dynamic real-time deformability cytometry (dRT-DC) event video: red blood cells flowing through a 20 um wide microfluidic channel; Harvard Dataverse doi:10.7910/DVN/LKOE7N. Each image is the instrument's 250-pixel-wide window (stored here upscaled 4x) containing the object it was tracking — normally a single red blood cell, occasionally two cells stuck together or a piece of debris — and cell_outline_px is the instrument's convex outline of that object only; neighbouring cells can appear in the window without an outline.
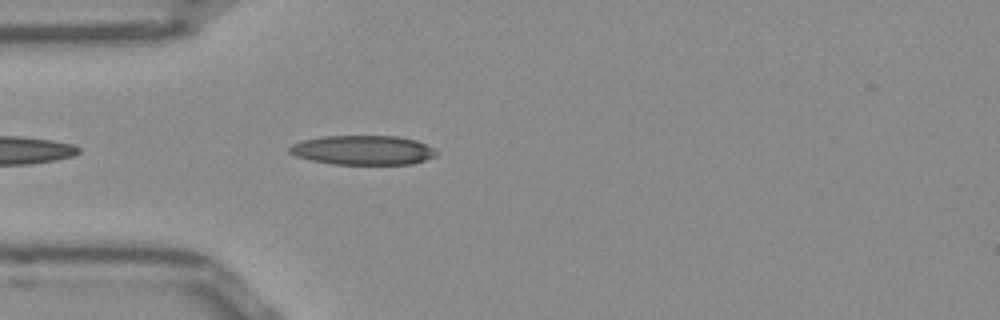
{"species": "Egyptian fruit bat (a non-hibernating species)", "species_latin": "Rousettus aegyptiacus", "temperature_condition": "room temperature", "stored_images_in_passage": 14, "camera_frame_rate_fps": 3000, "um_per_image_px": 0.085, "frame": {"image": 1, "passage_image": 3, "time_ms": 0.667, "image_size_px": [1000, 320], "cell_outline_px": [[436, 156], [412, 164], [332, 164], [312, 160], [296, 156], [288, 152], [288, 148], [292, 144], [304, 140], [324, 136], [400, 136], [416, 140], [432, 148], [436, 152]], "centroid_in_image_um": [30.83, 12.76], "position_along_channel_um": 54.2, "area_um2": 25.03}}
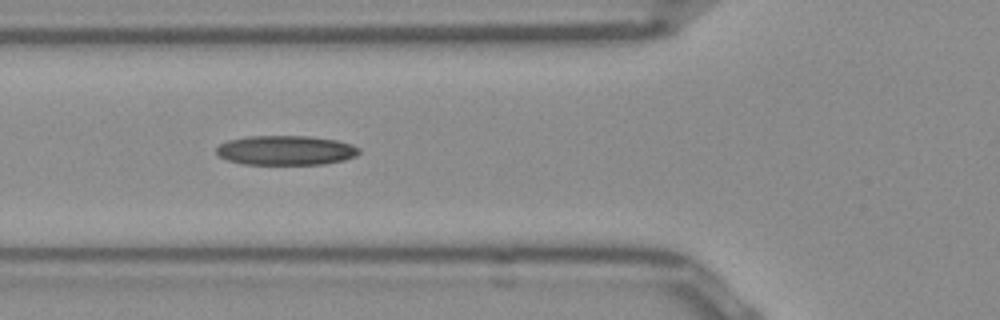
{"frame": {"image": 2, "passage_image": 7, "time_ms": 2.0, "image_size_px": [1000, 320], "cell_outline_px": [[360, 152], [356, 156], [344, 160], [324, 164], [240, 164], [228, 160], [220, 156], [216, 152], [216, 148], [220, 144], [228, 140], [244, 136], [308, 136], [336, 140], [352, 144], [360, 148]], "centroid_in_image_um": [24.29, 12.77], "position_along_channel_um": 101.5, "area_um2": 24.68}}
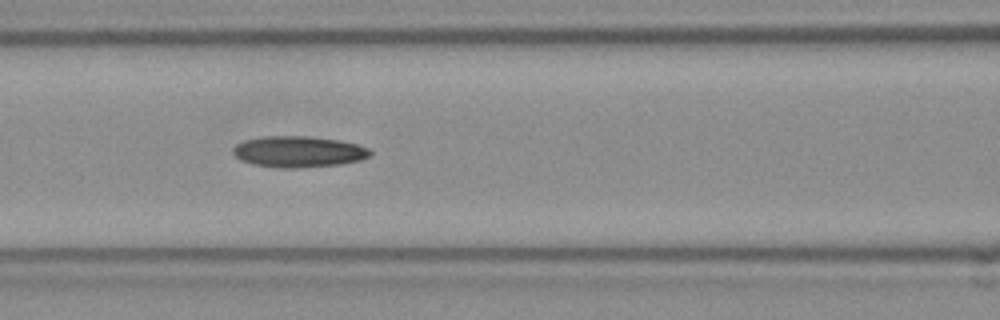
{"frame": {"image": 3, "passage_image": 10, "time_ms": 3.0, "image_size_px": [1000, 320], "cell_outline_px": [[372, 152], [368, 156], [360, 160], [340, 164], [296, 168], [284, 168], [252, 164], [240, 160], [232, 152], [232, 148], [236, 144], [244, 140], [260, 136], [308, 136], [340, 140], [356, 144], [368, 148]], "centroid_in_image_um": [25.33, 12.88], "position_along_channel_um": 141.3, "area_um2": 24.91}}